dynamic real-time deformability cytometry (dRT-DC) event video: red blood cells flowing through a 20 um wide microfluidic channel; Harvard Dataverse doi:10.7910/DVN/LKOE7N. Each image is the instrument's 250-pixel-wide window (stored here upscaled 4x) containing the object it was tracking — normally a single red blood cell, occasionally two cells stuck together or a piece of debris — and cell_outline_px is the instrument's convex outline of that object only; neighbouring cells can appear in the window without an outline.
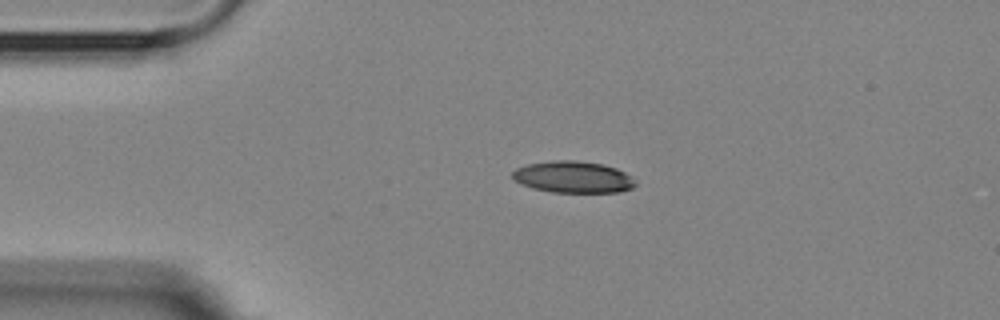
{"species": "Egyptian fruit bat (a non-hibernating species)", "species_latin": "Rousettus aegyptiacus", "temperature_condition": "room temperature", "stored_images_in_passage": 4, "camera_frame_rate_fps": 3000, "um_per_image_px": 0.085, "animal": {"sex": "female"}, "frame": {"image": 1, "passage_image": 3, "time_ms": 2.333, "image_size_px": [1000, 320], "cell_outline_px": [[636, 184], [632, 188], [620, 192], [552, 192], [532, 188], [520, 184], [512, 180], [512, 172], [516, 168], [528, 164], [552, 160], [576, 160], [604, 164], [616, 168], [632, 176], [636, 180]], "centroid_in_image_um": [48.71, 15.04], "position_along_channel_um": 36.3, "area_um2": 22.95}}